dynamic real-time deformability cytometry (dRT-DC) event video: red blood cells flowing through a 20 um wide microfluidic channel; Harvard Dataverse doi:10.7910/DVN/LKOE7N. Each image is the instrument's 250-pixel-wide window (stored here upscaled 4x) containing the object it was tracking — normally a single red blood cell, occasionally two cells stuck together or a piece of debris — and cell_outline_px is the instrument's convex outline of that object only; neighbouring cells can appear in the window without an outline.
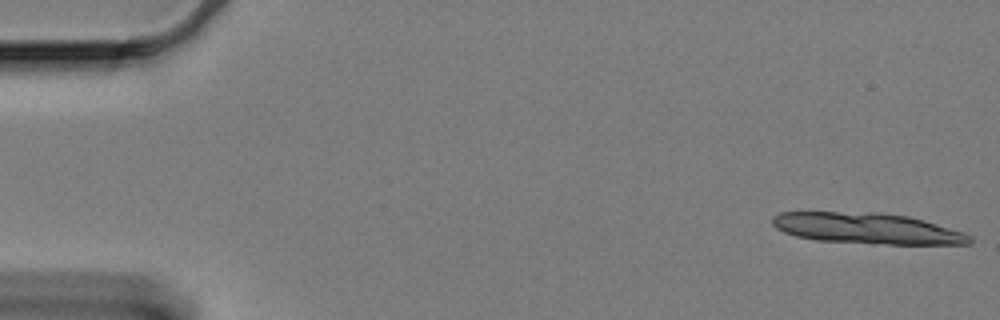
{"species": "Egyptian fruit bat (a non-hibernating species)", "species_latin": "Rousettus aegyptiacus", "temperature_condition": "cold", "stored_images_in_passage": 13, "camera_frame_rate_fps": 3000, "um_per_image_px": 0.085, "animal": {"sex": "female"}, "frame": {"image": 1, "passage_image": 1, "time_ms": 0.0, "image_size_px": [1000, 320], "cell_outline_px": [[972, 240], [968, 244], [872, 244], [816, 240], [796, 236], [784, 232], [776, 228], [772, 224], [772, 216], [780, 212], [880, 212], [908, 216], [924, 220], [964, 232], [972, 236]], "centroid_in_image_um": [73.7, 19.41], "position_along_channel_um": 11.3, "area_um2": 35.78}}